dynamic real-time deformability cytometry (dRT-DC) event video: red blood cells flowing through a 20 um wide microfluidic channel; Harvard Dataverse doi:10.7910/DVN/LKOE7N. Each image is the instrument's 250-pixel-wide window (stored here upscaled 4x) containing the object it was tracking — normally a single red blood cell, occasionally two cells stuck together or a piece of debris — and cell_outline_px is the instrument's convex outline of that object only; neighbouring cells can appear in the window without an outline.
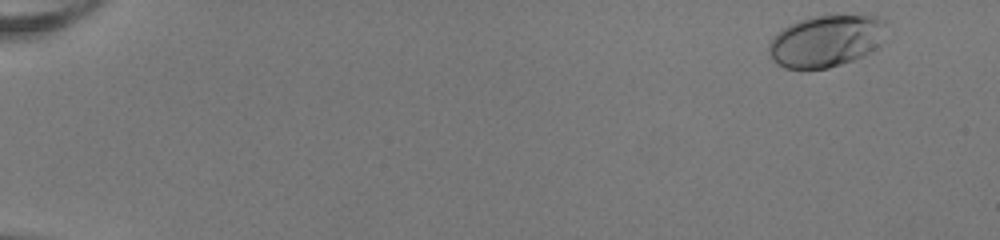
{"species": "human", "species_latin": "Homo sapiens", "temperature_condition": "room temperature", "stored_images_in_passage": 50, "camera_frame_rate_fps": 3000, "um_per_image_px": 0.085, "donor": {"sex": "female"}, "frame": {"image": 1, "passage_image": 1, "time_ms": 0.0, "image_size_px": [1000, 240], "cell_outline_px": [[888, 24], [880, 48], [864, 56], [828, 68], [784, 68], [776, 64], [768, 52], [768, 44], [784, 28], [808, 16], [860, 12], [876, 16], [888, 20]], "centroid_in_image_um": [70.34, 3.42], "position_along_channel_um": 14.7, "area_um2": 36.59}}
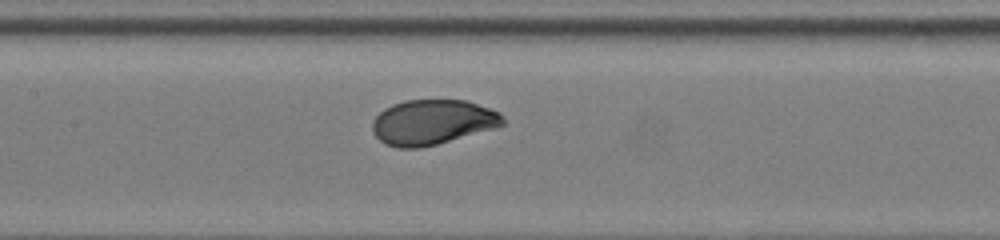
{"frame": {"image": 2, "passage_image": 25, "time_ms": 8.0, "image_size_px": [1000, 240], "cell_outline_px": [[504, 124], [496, 128], [436, 144], [420, 148], [396, 148], [384, 144], [372, 132], [372, 120], [384, 108], [392, 104], [404, 100], [468, 100], [500, 112], [504, 116]], "centroid_in_image_um": [36.75, 10.38], "position_along_channel_um": 170.6, "area_um2": 34.51}}
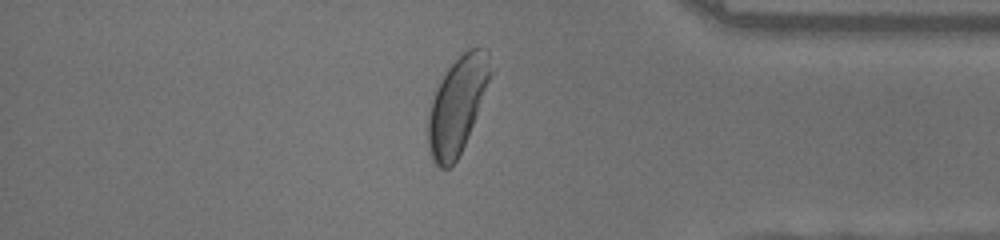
{"frame": {"image": 3, "passage_image": 43, "time_ms": 14.0, "image_size_px": [1000, 240], "cell_outline_px": [[492, 72], [472, 124], [464, 144], [456, 160], [448, 168], [440, 168], [432, 160], [428, 144], [428, 112], [436, 88], [440, 80], [448, 68], [468, 48], [480, 48], [488, 52]], "centroid_in_image_um": [38.84, 8.93], "position_along_channel_um": 396.4, "area_um2": 34.04}, "authors_computed_cell_mechanics": {"area_um2": 34.5933, "velocity_mm_per_s": 4.0337, "shape_relaxation_time_tau1_ms": 2.3459, "shape_relaxation_time_tau2_ms": null, "deformation_change_tau1": 0.141, "deformation_change_tau2": null}}